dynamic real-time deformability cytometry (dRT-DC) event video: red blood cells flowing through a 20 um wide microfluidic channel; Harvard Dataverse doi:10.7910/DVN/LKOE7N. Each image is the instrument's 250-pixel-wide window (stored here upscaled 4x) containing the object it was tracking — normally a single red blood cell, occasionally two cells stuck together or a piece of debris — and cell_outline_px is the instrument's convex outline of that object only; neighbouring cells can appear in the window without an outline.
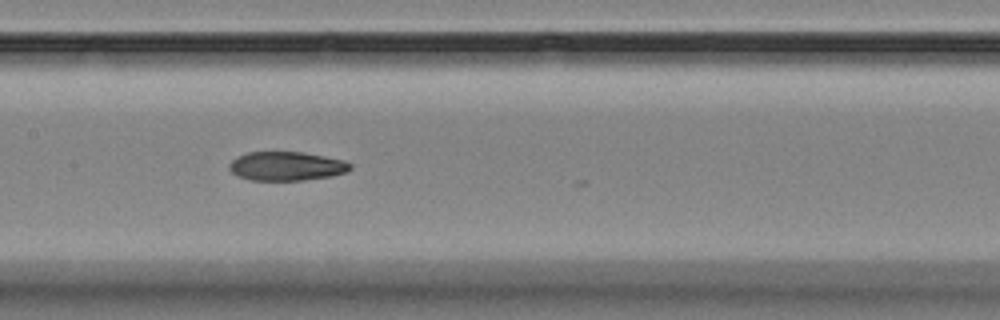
{"species": "Egyptian fruit bat (a non-hibernating species)", "species_latin": "Rousettus aegyptiacus", "temperature_condition": "room temperature", "stored_images_in_passage": 8, "camera_frame_rate_fps": 3000, "um_per_image_px": 0.085, "animal": {"sex": "female"}, "frame": {"image": 1, "passage_image": 7, "time_ms": 7.667, "image_size_px": [1000, 320], "cell_outline_px": [[352, 168], [348, 172], [332, 176], [304, 180], [248, 180], [236, 176], [228, 168], [228, 164], [232, 160], [248, 152], [300, 152], [324, 156], [344, 160], [352, 164]], "centroid_in_image_um": [24.36, 14.13], "position_along_channel_um": 183.0, "area_um2": 20.52}}